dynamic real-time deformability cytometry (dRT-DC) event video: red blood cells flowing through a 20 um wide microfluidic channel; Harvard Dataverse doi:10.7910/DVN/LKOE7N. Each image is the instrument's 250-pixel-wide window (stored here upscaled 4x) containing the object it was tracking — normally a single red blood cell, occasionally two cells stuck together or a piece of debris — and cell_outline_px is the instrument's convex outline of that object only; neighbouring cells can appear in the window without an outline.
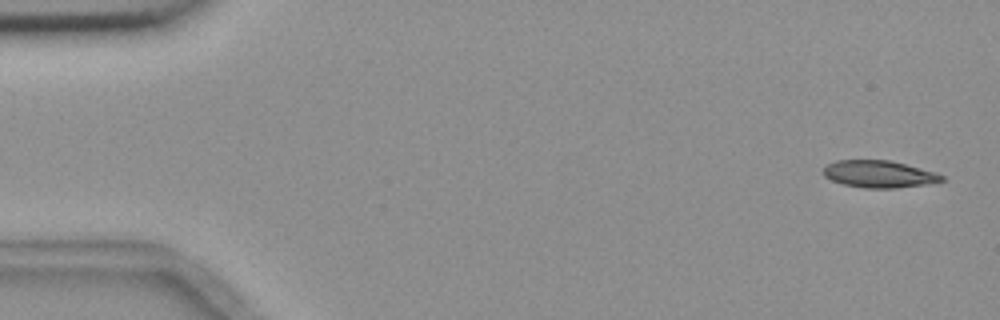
{"species": "common noctule bat (a hibernating species)", "species_latin": "Nyctalus noctula", "temperature_condition": "room temperature", "stored_images_in_passage": 4, "camera_frame_rate_fps": 3000, "um_per_image_px": 0.085, "animal": {"sex": "female", "body_mass_g": 18.4}, "frame": {"image": 1, "passage_image": 1, "time_ms": 0.0, "image_size_px": [1000, 320], "cell_outline_px": [[944, 180], [924, 184], [896, 188], [864, 188], [844, 184], [832, 180], [824, 176], [824, 168], [828, 164], [836, 160], [888, 160], [936, 172], [944, 176]], "centroid_in_image_um": [74.7, 14.79], "position_along_channel_um": 10.3, "area_um2": 18.44}}
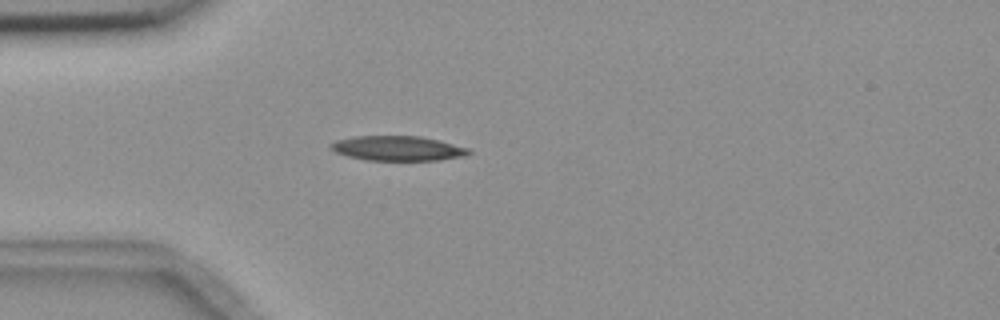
{"frame": {"image": 2, "passage_image": 4, "time_ms": 4.333, "image_size_px": [1000, 320], "cell_outline_px": [[472, 152], [464, 156], [440, 160], [364, 160], [348, 156], [336, 152], [328, 144], [336, 140], [356, 136], [420, 136], [440, 140], [468, 148]], "centroid_in_image_um": [33.82, 12.6], "position_along_channel_um": 51.2, "area_um2": 19.88}}